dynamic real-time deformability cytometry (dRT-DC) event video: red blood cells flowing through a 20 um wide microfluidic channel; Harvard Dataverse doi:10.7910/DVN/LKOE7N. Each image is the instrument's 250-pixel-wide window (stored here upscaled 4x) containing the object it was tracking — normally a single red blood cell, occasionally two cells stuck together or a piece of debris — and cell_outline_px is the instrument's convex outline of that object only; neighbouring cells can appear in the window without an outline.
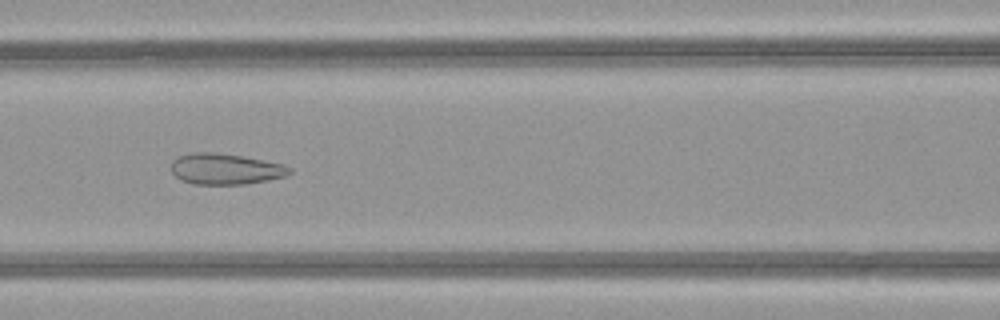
{"species": "common noctule bat (a hibernating species)", "species_latin": "Nyctalus noctula", "temperature_condition": "warm", "stored_images_in_passage": 43, "camera_frame_rate_fps": 3000, "um_per_image_px": 0.085, "animal": {"sex": "female", "body_mass_g": 21.9}, "frame": {"image": 1, "passage_image": 15, "time_ms": 4.667, "image_size_px": [1000, 320], "cell_outline_px": [[292, 172], [284, 176], [268, 180], [248, 184], [192, 184], [180, 180], [172, 172], [172, 160], [176, 156], [192, 152], [216, 152], [240, 156], [284, 164], [292, 168]], "centroid_in_image_um": [19.14, 14.36], "position_along_channel_um": 147.5, "area_um2": 21.44}}
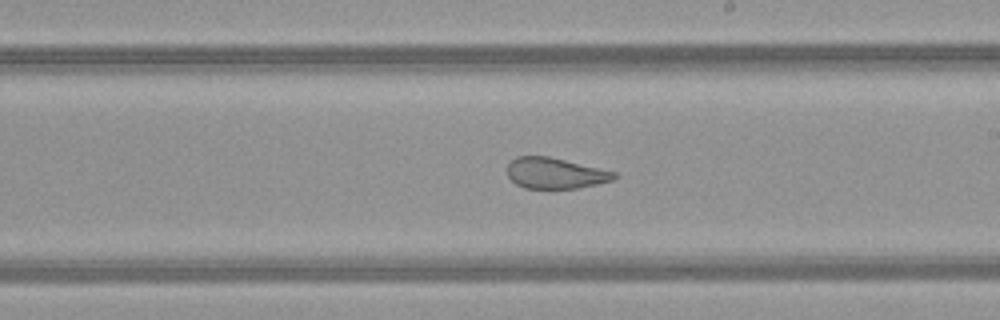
{"frame": {"image": 2, "passage_image": 22, "time_ms": 7.0, "image_size_px": [1000, 320], "cell_outline_px": [[620, 176], [612, 180], [596, 184], [576, 188], [524, 188], [516, 184], [508, 176], [508, 164], [516, 156], [548, 156], [616, 172]], "centroid_in_image_um": [47.19, 14.72], "position_along_channel_um": 241.8, "area_um2": 19.07}}
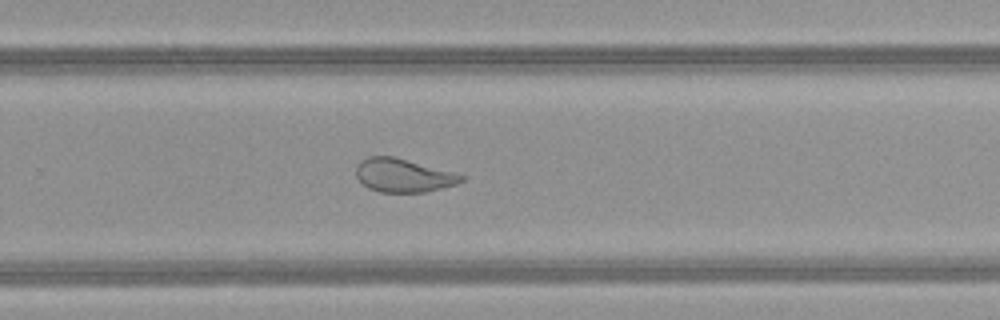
{"frame": {"image": 3, "passage_image": 26, "time_ms": 8.333, "image_size_px": [1000, 320], "cell_outline_px": [[464, 180], [456, 184], [424, 192], [380, 192], [368, 188], [356, 176], [356, 164], [360, 160], [368, 156], [392, 156], [456, 172], [464, 176]], "centroid_in_image_um": [34.26, 14.9], "position_along_channel_um": 295.5, "area_um2": 20.52}, "authors_computed_cell_mechanics": {"area_um2": 24.9696, "velocity_mm_per_s": 4.05, "shape_relaxation_time_tau1_ms": null, "shape_relaxation_time_tau2_ms": 0.8751, "deformation_change_tau1": null, "deformation_change_tau2": 0.0834}}